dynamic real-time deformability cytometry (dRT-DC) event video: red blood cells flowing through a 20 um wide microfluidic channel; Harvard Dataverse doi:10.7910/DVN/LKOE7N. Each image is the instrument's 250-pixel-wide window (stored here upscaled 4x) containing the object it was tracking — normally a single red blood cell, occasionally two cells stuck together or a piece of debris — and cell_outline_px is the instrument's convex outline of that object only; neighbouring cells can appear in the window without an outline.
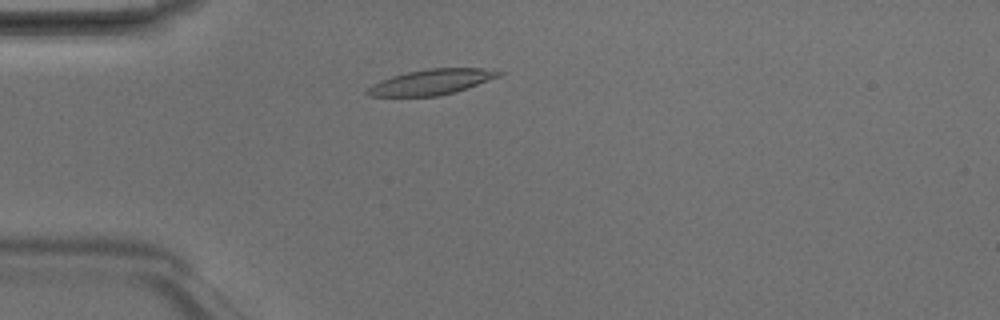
{"species": "Egyptian fruit bat (a non-hibernating species)", "species_latin": "Rousettus aegyptiacus", "temperature_condition": "room temperature", "stored_images_in_passage": 4, "camera_frame_rate_fps": 3000, "um_per_image_px": 0.085, "animal": {"sex": "male"}, "frame": {"image": 1, "passage_image": 3, "time_ms": 0.667, "image_size_px": [1000, 320], "cell_outline_px": [[504, 72], [500, 76], [456, 92], [440, 96], [368, 96], [364, 92], [372, 84], [380, 80], [392, 76], [408, 72], [428, 68], [480, 68]], "centroid_in_image_um": [36.65, 6.97], "position_along_channel_um": 48.4, "area_um2": 19.42}}